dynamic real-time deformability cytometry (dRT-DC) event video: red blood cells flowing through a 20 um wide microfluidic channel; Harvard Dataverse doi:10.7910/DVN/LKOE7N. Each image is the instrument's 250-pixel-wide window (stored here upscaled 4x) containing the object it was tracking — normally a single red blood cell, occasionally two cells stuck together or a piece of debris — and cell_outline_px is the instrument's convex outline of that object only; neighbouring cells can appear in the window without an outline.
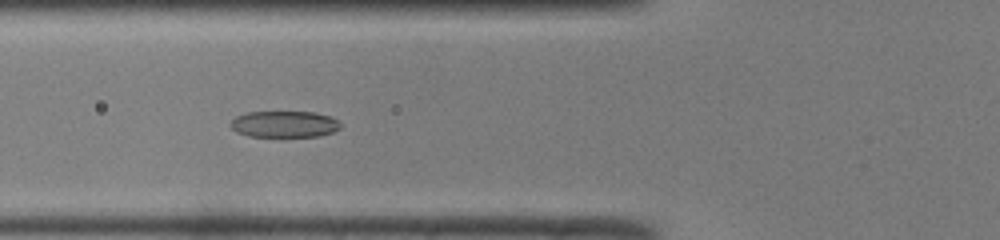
{"species": "common noctule bat (a hibernating species)", "species_latin": "Nyctalus noctula", "temperature_condition": "room temperature", "stored_images_in_passage": 34, "camera_frame_rate_fps": 3000, "um_per_image_px": 0.085, "animal": {"sex": "male", "body_mass_g": 19.0, "forearm_length_mm": 50.8}, "frame": {"image": 1, "passage_image": 3, "time_ms": 0.667, "image_size_px": [1000, 240], "cell_outline_px": [[340, 128], [332, 132], [320, 136], [248, 136], [236, 132], [228, 124], [236, 116], [248, 112], [312, 112], [328, 116], [336, 120], [340, 124]], "centroid_in_image_um": [24.12, 10.55], "position_along_channel_um": 101.7, "area_um2": 16.76}}
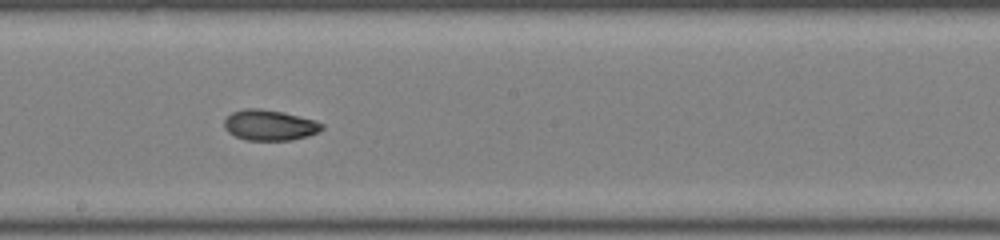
{"frame": {"image": 2, "passage_image": 12, "time_ms": 3.667, "image_size_px": [1000, 240], "cell_outline_px": [[324, 128], [308, 136], [292, 140], [244, 140], [228, 132], [224, 128], [224, 120], [232, 112], [244, 108], [260, 108], [284, 112], [312, 120], [324, 124]], "centroid_in_image_um": [22.89, 10.63], "position_along_channel_um": 225.3, "area_um2": 17.4}}
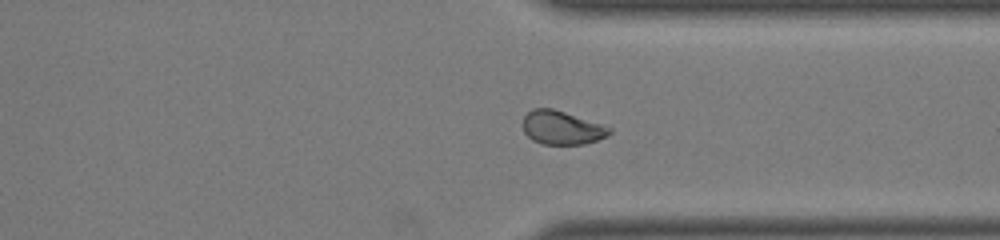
{"frame": {"image": 3, "passage_image": 22, "time_ms": 7.0, "image_size_px": [1000, 240], "cell_outline_px": [[612, 132], [608, 136], [584, 144], [540, 144], [532, 140], [524, 132], [524, 116], [532, 108], [552, 108], [612, 128]], "centroid_in_image_um": [47.74, 10.86], "position_along_channel_um": 363.7, "area_um2": 16.76}}